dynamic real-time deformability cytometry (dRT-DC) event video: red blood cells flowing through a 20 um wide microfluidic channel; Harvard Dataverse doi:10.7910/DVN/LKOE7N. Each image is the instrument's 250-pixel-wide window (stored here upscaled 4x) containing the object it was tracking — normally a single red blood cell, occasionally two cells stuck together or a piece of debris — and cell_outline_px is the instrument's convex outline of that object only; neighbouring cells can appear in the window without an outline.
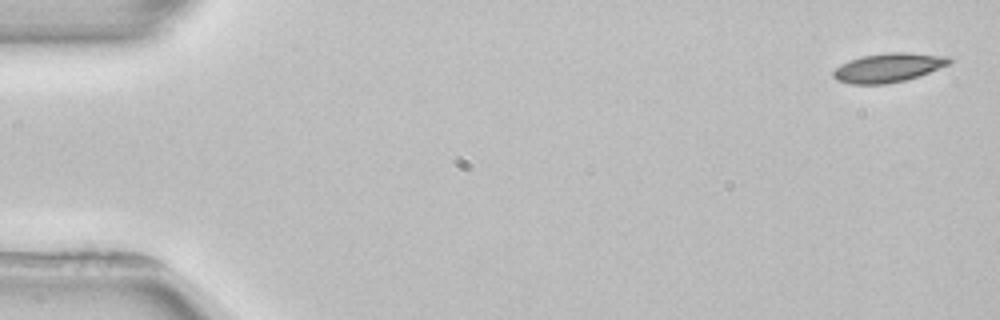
{"species": "common noctule bat (a hibernating species)", "species_latin": "Nyctalus noctula", "temperature_condition": "room temperature", "stored_images_in_passage": 3, "camera_frame_rate_fps": 3000, "um_per_image_px": 0.085, "animal": {"sex": "female", "body_mass_g": 22.7, "forearm_length_mm": 54.2}, "frame": {"image": 1, "passage_image": 1, "time_ms": 0.0, "image_size_px": [1000, 320], "cell_outline_px": [[952, 60], [948, 64], [928, 72], [904, 80], [884, 84], [852, 84], [836, 80], [832, 76], [832, 72], [836, 68], [852, 60], [864, 56], [888, 52], [908, 52], [948, 56]], "centroid_in_image_um": [75.5, 5.75], "position_along_channel_um": 9.5, "area_um2": 19.19}}